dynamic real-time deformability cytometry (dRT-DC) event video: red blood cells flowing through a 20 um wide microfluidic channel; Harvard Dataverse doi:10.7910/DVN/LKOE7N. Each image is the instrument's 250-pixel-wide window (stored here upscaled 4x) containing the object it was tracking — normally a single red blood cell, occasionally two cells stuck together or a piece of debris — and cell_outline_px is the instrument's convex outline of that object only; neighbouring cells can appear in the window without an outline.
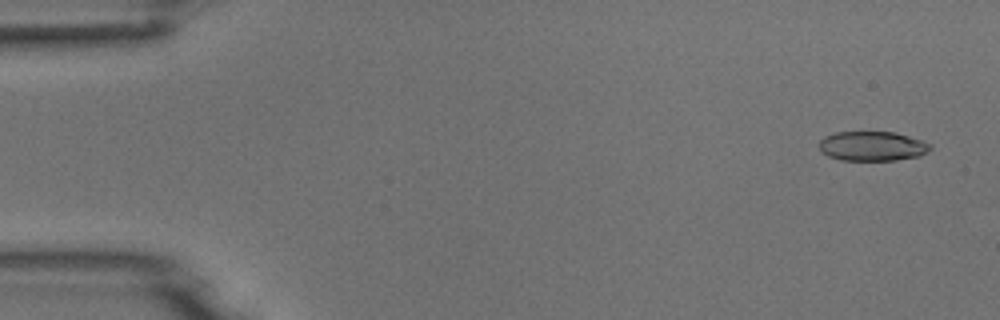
{"species": "common noctule bat (a hibernating species)", "species_latin": "Nyctalus noctula", "temperature_condition": "room temperature", "stored_images_in_passage": 6, "camera_frame_rate_fps": 3000, "um_per_image_px": 0.085, "animal": {"sex": "male", "body_mass_g": 18.8}, "frame": {"image": 1, "passage_image": 1, "time_ms": 0.0, "image_size_px": [1000, 320], "cell_outline_px": [[932, 148], [928, 152], [920, 156], [896, 160], [840, 160], [828, 156], [820, 152], [820, 140], [824, 136], [836, 132], [896, 132], [932, 144]], "centroid_in_image_um": [74.15, 12.42], "position_along_channel_um": 10.8, "area_um2": 19.25}}
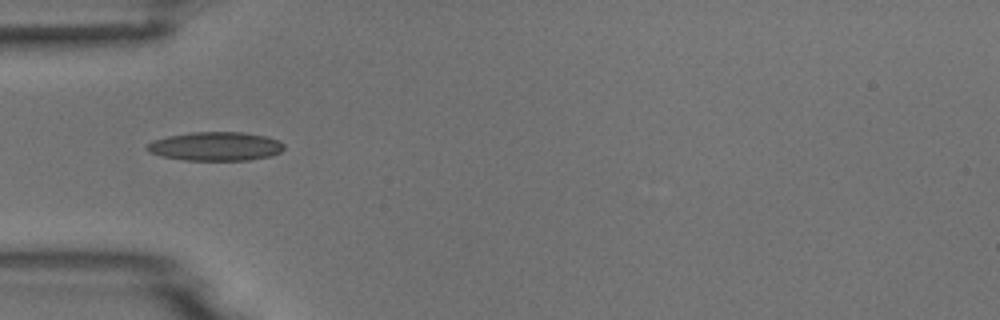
{"frame": {"image": 2, "passage_image": 5, "time_ms": 4.667, "image_size_px": [1000, 320], "cell_outline_px": [[284, 148], [280, 152], [268, 156], [248, 160], [184, 160], [160, 156], [148, 152], [144, 148], [152, 140], [168, 136], [192, 132], [244, 132], [268, 136], [280, 140], [284, 144]], "centroid_in_image_um": [18.31, 12.43], "position_along_channel_um": 66.7, "area_um2": 23.18}}